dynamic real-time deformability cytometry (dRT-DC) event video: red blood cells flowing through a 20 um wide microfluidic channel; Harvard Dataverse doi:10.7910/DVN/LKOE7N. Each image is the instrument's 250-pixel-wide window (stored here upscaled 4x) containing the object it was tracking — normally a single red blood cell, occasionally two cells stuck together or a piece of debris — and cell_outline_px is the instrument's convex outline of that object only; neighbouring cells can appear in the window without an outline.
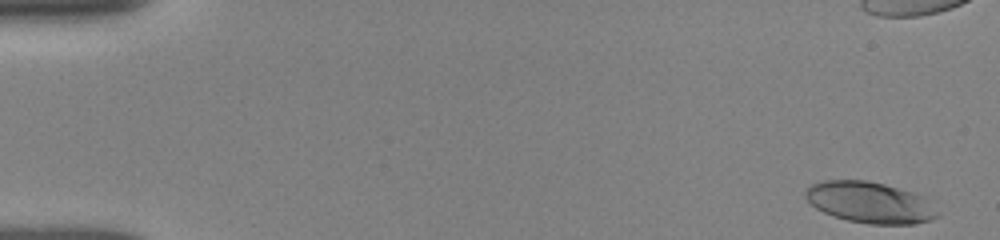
{"species": "human", "species_latin": "Homo sapiens", "temperature_condition": "room temperature", "stored_images_in_passage": 6, "camera_frame_rate_fps": 3000, "um_per_image_px": 0.085, "donor": {"sex": "female"}, "frame": {"image": 1, "passage_image": 1, "time_ms": 0.0, "image_size_px": [1000, 240], "cell_outline_px": [[940, 216], [932, 220], [916, 224], [868, 224], [848, 220], [824, 212], [816, 208], [804, 196], [804, 192], [812, 184], [824, 180], [868, 180], [884, 184], [912, 192], [924, 196], [940, 212]], "centroid_in_image_um": [73.99, 17.21], "position_along_channel_um": 11.0, "area_um2": 31.79}}